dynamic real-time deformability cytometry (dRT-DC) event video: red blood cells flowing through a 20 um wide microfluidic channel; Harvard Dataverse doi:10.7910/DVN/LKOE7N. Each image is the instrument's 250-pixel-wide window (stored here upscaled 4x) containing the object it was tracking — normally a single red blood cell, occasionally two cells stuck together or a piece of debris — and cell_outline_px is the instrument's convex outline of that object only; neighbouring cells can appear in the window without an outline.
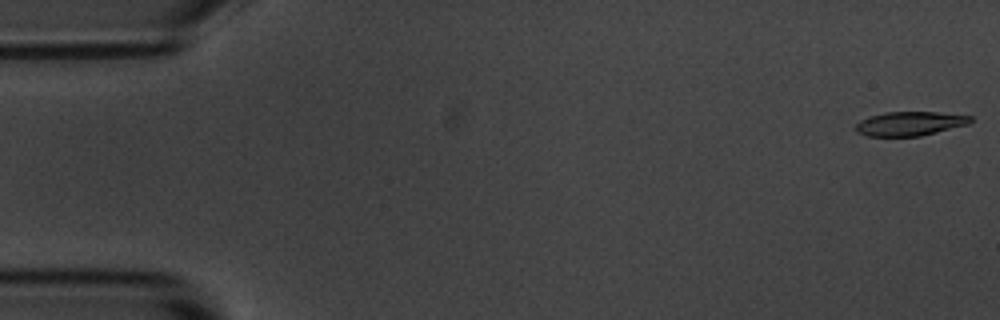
{"species": "common noctule bat (a hibernating species)", "species_latin": "Nyctalus noctula", "temperature_condition": "room temperature", "stored_images_in_passage": 4, "camera_frame_rate_fps": 3000, "um_per_image_px": 0.085, "animal": {"sex": "male", "body_mass_g": 20.1, "forearm_length_mm": 53.5}, "frame": {"image": 1, "passage_image": 1, "time_ms": 0.0, "image_size_px": [1000, 320], "cell_outline_px": [[972, 120], [968, 124], [920, 136], [868, 136], [856, 132], [856, 124], [860, 120], [884, 112], [936, 112], [972, 116]], "centroid_in_image_um": [77.33, 10.51], "position_along_channel_um": 7.7, "area_um2": 15.95}}